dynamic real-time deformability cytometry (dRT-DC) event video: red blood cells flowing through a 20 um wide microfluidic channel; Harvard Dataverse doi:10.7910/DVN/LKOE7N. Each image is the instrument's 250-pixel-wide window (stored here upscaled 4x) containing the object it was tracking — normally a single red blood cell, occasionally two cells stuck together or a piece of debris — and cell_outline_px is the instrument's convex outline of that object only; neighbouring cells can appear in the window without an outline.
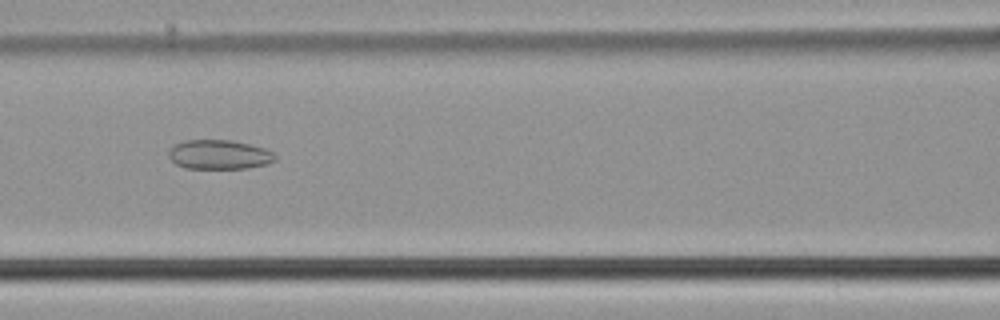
{"species": "common noctule bat (a hibernating species)", "species_latin": "Nyctalus noctula", "temperature_condition": "cold", "stored_images_in_passage": 12, "camera_frame_rate_fps": 3000, "um_per_image_px": 0.085, "animal": {"sex": "male", "body_mass_g": 21.5, "forearm_length_mm": 52.0}, "frame": {"image": 1, "passage_image": 7, "time_ms": 2.0, "image_size_px": [1000, 320], "cell_outline_px": [[276, 160], [268, 164], [248, 168], [184, 168], [176, 164], [168, 156], [168, 148], [172, 144], [184, 140], [232, 140], [264, 148], [272, 152], [276, 156]], "centroid_in_image_um": [18.59, 13.13], "position_along_channel_um": 148.0, "area_um2": 18.38}}